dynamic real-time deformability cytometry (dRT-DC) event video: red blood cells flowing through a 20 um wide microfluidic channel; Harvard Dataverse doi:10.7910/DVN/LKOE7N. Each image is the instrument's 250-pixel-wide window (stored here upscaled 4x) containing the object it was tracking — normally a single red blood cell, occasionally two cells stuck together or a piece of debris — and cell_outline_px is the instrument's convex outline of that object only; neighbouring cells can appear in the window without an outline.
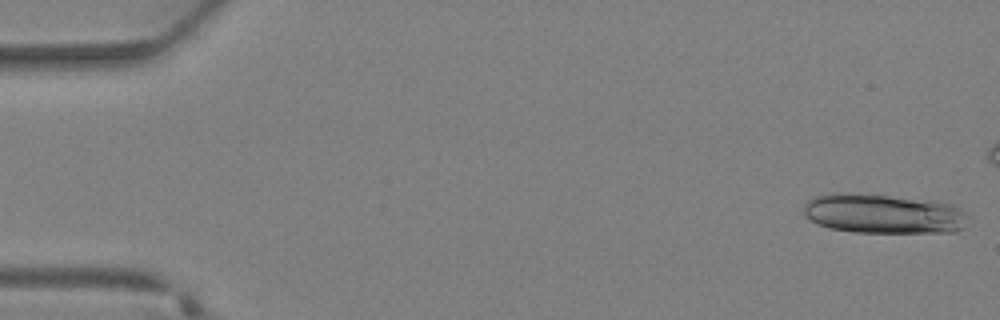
{"species": "Egyptian fruit bat (a non-hibernating species)", "species_latin": "Rousettus aegyptiacus", "temperature_condition": "warm", "stored_images_in_passage": 33, "segment_of_instrument_passage": [1, 2], "camera_frame_rate_fps": 3000, "um_per_image_px": 0.085, "animal": {"sex": "female"}, "frame": {"image": 1, "passage_image": 1, "time_ms": 0.0, "image_size_px": [1000, 320], "cell_outline_px": [[968, 216], [964, 228], [956, 232], [856, 232], [832, 228], [816, 224], [804, 212], [804, 204], [808, 200], [816, 196], [832, 192], [848, 192], [932, 200], [952, 204], [960, 208]], "centroid_in_image_um": [75.11, 18.15], "position_along_channel_um": 9.9, "area_um2": 38.03}}